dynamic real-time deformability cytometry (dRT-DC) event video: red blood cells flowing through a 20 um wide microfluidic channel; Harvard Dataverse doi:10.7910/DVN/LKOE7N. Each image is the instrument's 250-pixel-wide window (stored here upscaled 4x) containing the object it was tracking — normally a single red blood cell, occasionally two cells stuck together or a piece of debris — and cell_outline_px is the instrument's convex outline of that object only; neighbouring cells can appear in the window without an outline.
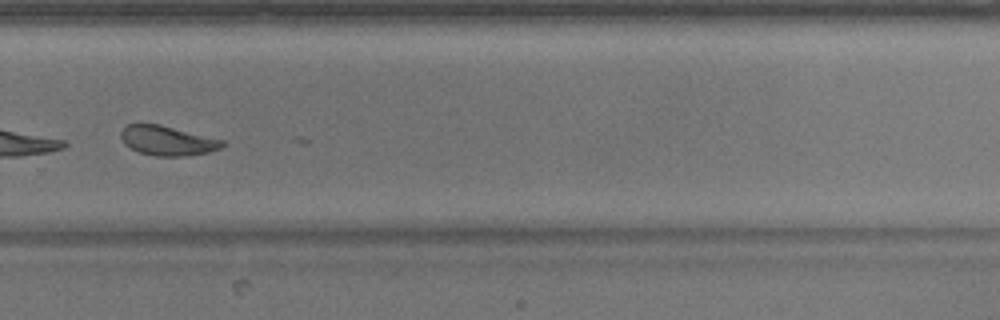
{"species": "common noctule bat (a hibernating species)", "species_latin": "Nyctalus noctula", "temperature_condition": "warm", "stored_images_in_passage": 25, "camera_frame_rate_fps": 3000, "um_per_image_px": 0.085, "animal": {"sex": "male", "body_mass_g": 17.9}, "frame": {"image": 1, "passage_image": 20, "time_ms": 6.333, "image_size_px": [1000, 320], "cell_outline_px": [[228, 144], [220, 148], [208, 152], [184, 156], [156, 156], [140, 152], [124, 144], [120, 136], [120, 132], [128, 124], [160, 124], [224, 140]], "centroid_in_image_um": [14.26, 11.95], "position_along_channel_um": 315.5, "area_um2": 17.46}}